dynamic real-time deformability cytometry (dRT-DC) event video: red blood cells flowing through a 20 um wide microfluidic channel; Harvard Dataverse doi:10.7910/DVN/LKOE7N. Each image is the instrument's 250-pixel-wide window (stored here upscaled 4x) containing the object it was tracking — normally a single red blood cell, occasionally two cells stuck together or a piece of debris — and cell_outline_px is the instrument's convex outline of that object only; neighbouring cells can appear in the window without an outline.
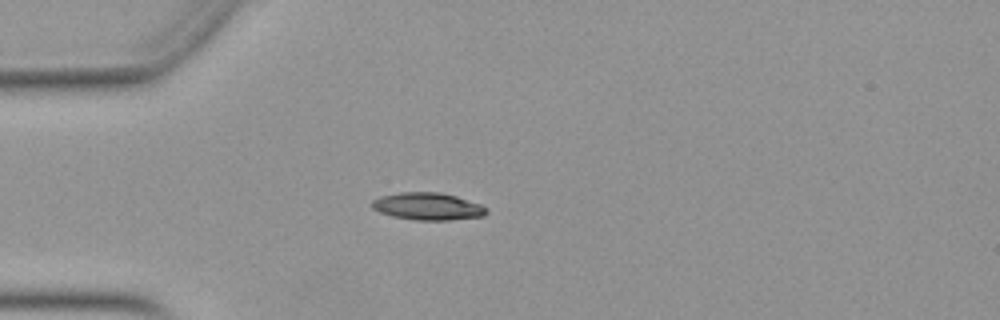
{"species": "Egyptian fruit bat (a non-hibernating species)", "species_latin": "Rousettus aegyptiacus", "temperature_condition": "warm", "stored_images_in_passage": 48, "camera_frame_rate_fps": 3000, "um_per_image_px": 0.085, "animal": {"sex": "female"}, "frame": {"image": 1, "passage_image": 11, "time_ms": 3.333, "image_size_px": [1000, 320], "cell_outline_px": [[488, 212], [484, 216], [448, 220], [416, 220], [392, 216], [380, 212], [372, 208], [372, 200], [380, 196], [400, 192], [440, 192], [456, 196], [480, 204], [488, 208]], "centroid_in_image_um": [36.37, 17.54], "position_along_channel_um": 48.6, "area_um2": 18.26}}
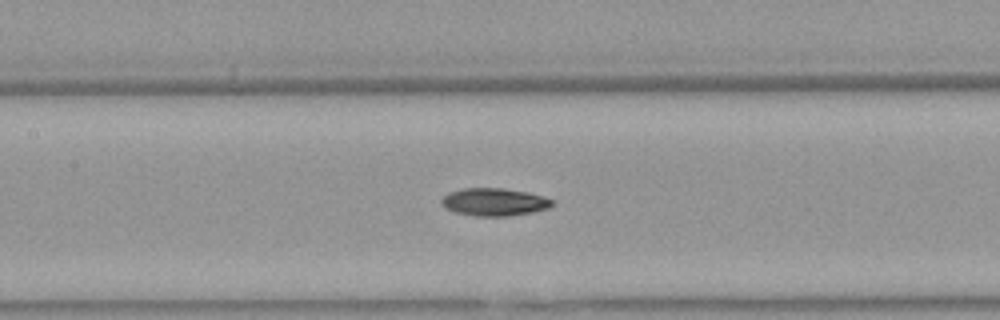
{"frame": {"image": 2, "passage_image": 21, "time_ms": 6.667, "image_size_px": [1000, 320], "cell_outline_px": [[552, 204], [548, 208], [532, 212], [508, 216], [472, 216], [456, 212], [444, 208], [440, 200], [448, 192], [464, 188], [500, 188], [528, 192], [544, 196], [552, 200]], "centroid_in_image_um": [41.97, 17.17], "position_along_channel_um": 165.4, "area_um2": 17.86}}
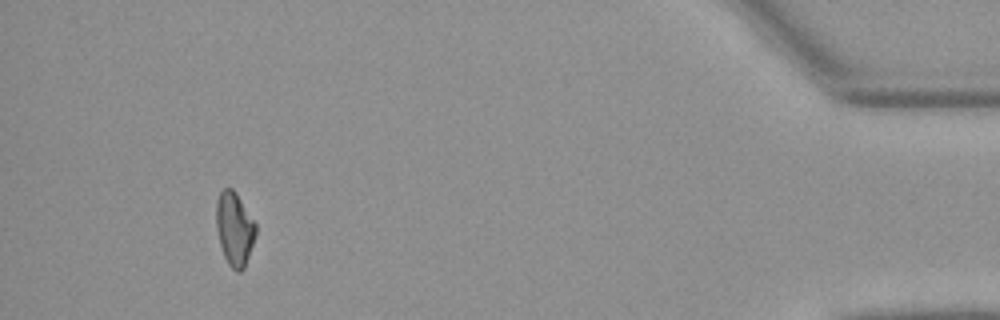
{"frame": {"image": 3, "passage_image": 45, "time_ms": 14.667, "image_size_px": [1000, 320], "cell_outline_px": [[256, 236], [244, 268], [240, 272], [236, 272], [228, 264], [224, 256], [220, 244], [216, 228], [216, 200], [220, 192], [224, 188], [232, 188], [236, 192], [256, 224]], "centroid_in_image_um": [19.93, 19.45], "position_along_channel_um": 415.3, "area_um2": 16.99}, "authors_computed_cell_mechanics": {"area_um2": 17.1377, "velocity_mm_per_s": 3.9526, "shape_relaxation_time_tau1_ms": 7.9088, "shape_relaxation_time_tau2_ms": 6.4998, "deformation_change_tau1": 0.2006, "deformation_change_tau2": 0.1286}}